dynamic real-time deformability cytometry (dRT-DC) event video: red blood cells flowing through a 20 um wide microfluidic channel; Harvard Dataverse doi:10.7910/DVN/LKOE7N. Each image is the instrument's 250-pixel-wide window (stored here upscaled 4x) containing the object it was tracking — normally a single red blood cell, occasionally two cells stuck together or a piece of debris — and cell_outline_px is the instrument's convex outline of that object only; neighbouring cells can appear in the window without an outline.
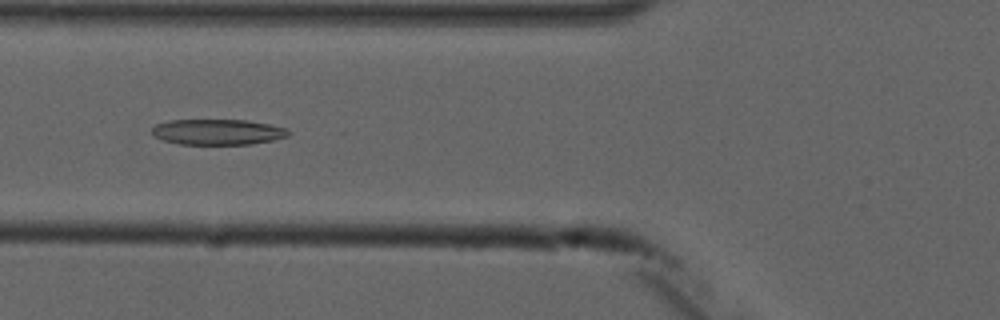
{"species": "common noctule bat (a hibernating species)", "species_latin": "Nyctalus noctula", "temperature_condition": "cold", "stored_images_in_passage": 8, "camera_frame_rate_fps": 3000, "um_per_image_px": 0.085, "animal": {"sex": "male", "forearm_length_mm": 52.5}, "frame": {"image": 1, "passage_image": 6, "time_ms": 6.0, "image_size_px": [1000, 320], "cell_outline_px": [[292, 132], [288, 136], [272, 140], [248, 144], [180, 144], [164, 140], [156, 136], [152, 132], [152, 128], [156, 124], [172, 120], [248, 120], [288, 128]], "centroid_in_image_um": [18.55, 11.21], "position_along_channel_um": 107.3, "area_um2": 20.23}}
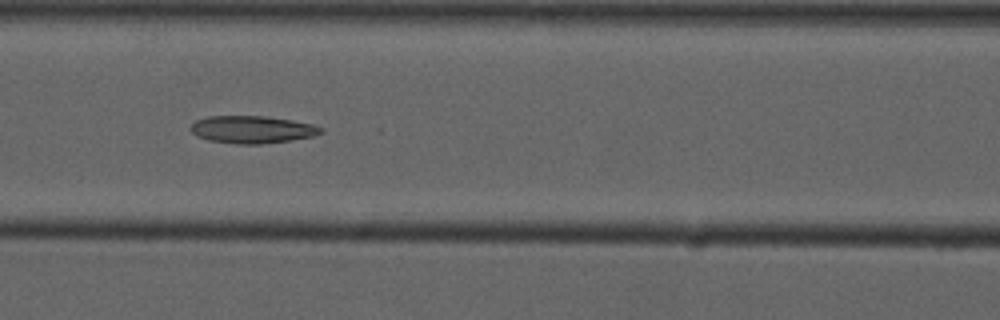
{"frame": {"image": 2, "passage_image": 7, "time_ms": 7.0, "image_size_px": [1000, 320], "cell_outline_px": [[324, 132], [312, 136], [288, 140], [260, 144], [236, 144], [208, 140], [196, 136], [188, 128], [196, 120], [208, 116], [264, 116], [292, 120], [312, 124], [324, 128]], "centroid_in_image_um": [21.4, 11.0], "position_along_channel_um": 145.2, "area_um2": 20.81}}
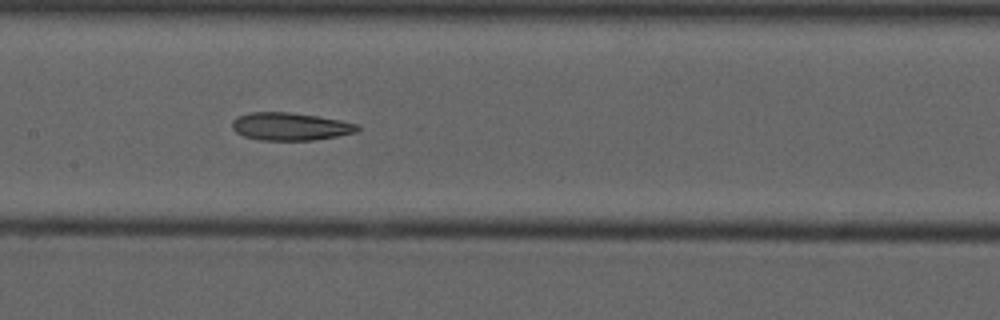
{"frame": {"image": 3, "passage_image": 8, "time_ms": 8.0, "image_size_px": [1000, 320], "cell_outline_px": [[360, 128], [356, 132], [336, 136], [312, 140], [260, 140], [244, 136], [236, 132], [232, 128], [232, 120], [248, 112], [288, 112], [316, 116], [340, 120], [356, 124]], "centroid_in_image_um": [24.64, 10.75], "position_along_channel_um": 182.8, "area_um2": 20.06}}